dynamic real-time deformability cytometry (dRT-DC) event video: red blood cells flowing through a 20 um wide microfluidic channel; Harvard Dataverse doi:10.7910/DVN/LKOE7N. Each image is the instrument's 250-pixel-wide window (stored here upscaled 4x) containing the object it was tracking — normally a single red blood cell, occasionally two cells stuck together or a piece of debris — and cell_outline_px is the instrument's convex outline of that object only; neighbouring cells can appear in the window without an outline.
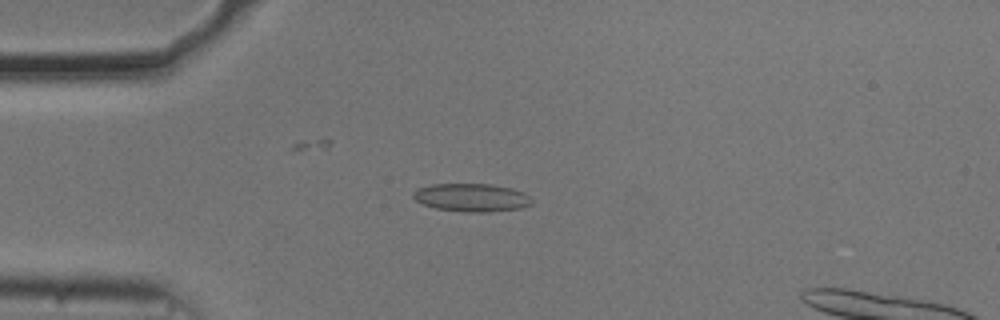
{"species": "common noctule bat (a hibernating species)", "species_latin": "Nyctalus noctula", "temperature_condition": "cold", "stored_images_in_passage": 53, "camera_frame_rate_fps": 3000, "um_per_image_px": 0.085, "animal": {"sex": "male", "body_mass_g": 20.5, "forearm_length_mm": 52.5}, "frame": {"image": 1, "passage_image": 14, "time_ms": 4.333, "image_size_px": [1000, 320], "cell_outline_px": [[532, 204], [520, 208], [488, 212], [464, 212], [436, 208], [424, 204], [416, 200], [412, 196], [412, 192], [420, 188], [432, 184], [492, 184], [512, 188], [524, 192], [532, 196]], "centroid_in_image_um": [40.13, 16.79], "position_along_channel_um": 44.9, "area_um2": 19.48}}
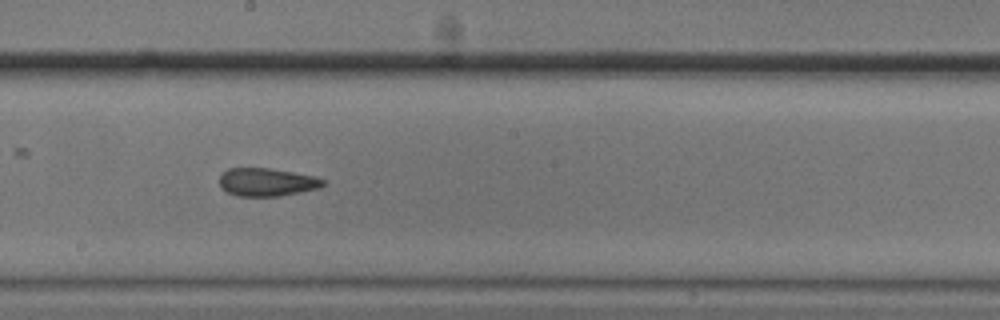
{"frame": {"image": 2, "passage_image": 30, "time_ms": 9.667, "image_size_px": [1000, 320], "cell_outline_px": [[324, 184], [320, 188], [280, 196], [236, 196], [228, 192], [220, 184], [220, 176], [228, 168], [268, 168], [316, 176], [324, 180]], "centroid_in_image_um": [22.7, 15.48], "position_along_channel_um": 225.5, "area_um2": 16.82}}
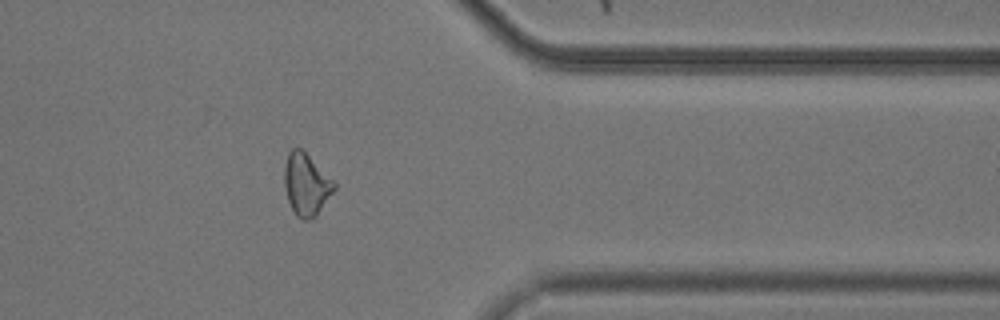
{"frame": {"image": 3, "passage_image": 44, "time_ms": 14.333, "image_size_px": [1000, 320], "cell_outline_px": [[336, 188], [316, 216], [312, 220], [300, 220], [296, 216], [288, 200], [284, 184], [284, 168], [288, 152], [292, 148], [300, 148], [336, 180]], "centroid_in_image_um": [26.05, 15.69], "position_along_channel_um": 385.3, "area_um2": 18.26}}